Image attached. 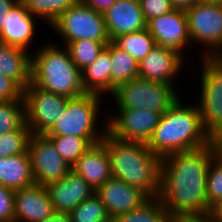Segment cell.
<instances>
[{"mask_svg": "<svg viewBox=\"0 0 222 222\" xmlns=\"http://www.w3.org/2000/svg\"><path fill=\"white\" fill-rule=\"evenodd\" d=\"M201 2L205 3H213V4H221L222 5V0H200Z\"/></svg>", "mask_w": 222, "mask_h": 222, "instance_id": "obj_44", "label": "cell"}, {"mask_svg": "<svg viewBox=\"0 0 222 222\" xmlns=\"http://www.w3.org/2000/svg\"><path fill=\"white\" fill-rule=\"evenodd\" d=\"M54 144L64 161L73 166L78 159L93 145L103 139H84L78 136H47Z\"/></svg>", "mask_w": 222, "mask_h": 222, "instance_id": "obj_27", "label": "cell"}, {"mask_svg": "<svg viewBox=\"0 0 222 222\" xmlns=\"http://www.w3.org/2000/svg\"><path fill=\"white\" fill-rule=\"evenodd\" d=\"M147 29L158 46L172 48L182 55L187 46L191 47L188 20L184 10L174 9L152 18L147 22Z\"/></svg>", "mask_w": 222, "mask_h": 222, "instance_id": "obj_13", "label": "cell"}, {"mask_svg": "<svg viewBox=\"0 0 222 222\" xmlns=\"http://www.w3.org/2000/svg\"><path fill=\"white\" fill-rule=\"evenodd\" d=\"M81 4L88 6L100 13L106 12L116 0H78Z\"/></svg>", "mask_w": 222, "mask_h": 222, "instance_id": "obj_38", "label": "cell"}, {"mask_svg": "<svg viewBox=\"0 0 222 222\" xmlns=\"http://www.w3.org/2000/svg\"><path fill=\"white\" fill-rule=\"evenodd\" d=\"M95 193L112 219L137 209L149 199L140 189L115 178H110Z\"/></svg>", "mask_w": 222, "mask_h": 222, "instance_id": "obj_15", "label": "cell"}, {"mask_svg": "<svg viewBox=\"0 0 222 222\" xmlns=\"http://www.w3.org/2000/svg\"><path fill=\"white\" fill-rule=\"evenodd\" d=\"M26 8L51 25L77 0H22Z\"/></svg>", "mask_w": 222, "mask_h": 222, "instance_id": "obj_29", "label": "cell"}, {"mask_svg": "<svg viewBox=\"0 0 222 222\" xmlns=\"http://www.w3.org/2000/svg\"><path fill=\"white\" fill-rule=\"evenodd\" d=\"M200 0H170L174 9H180L186 11Z\"/></svg>", "mask_w": 222, "mask_h": 222, "instance_id": "obj_41", "label": "cell"}, {"mask_svg": "<svg viewBox=\"0 0 222 222\" xmlns=\"http://www.w3.org/2000/svg\"><path fill=\"white\" fill-rule=\"evenodd\" d=\"M168 222H208L205 217H171Z\"/></svg>", "mask_w": 222, "mask_h": 222, "instance_id": "obj_43", "label": "cell"}, {"mask_svg": "<svg viewBox=\"0 0 222 222\" xmlns=\"http://www.w3.org/2000/svg\"><path fill=\"white\" fill-rule=\"evenodd\" d=\"M208 222H222V199L210 207Z\"/></svg>", "mask_w": 222, "mask_h": 222, "instance_id": "obj_39", "label": "cell"}, {"mask_svg": "<svg viewBox=\"0 0 222 222\" xmlns=\"http://www.w3.org/2000/svg\"><path fill=\"white\" fill-rule=\"evenodd\" d=\"M185 12L191 46L204 44L202 57L222 56V5L199 1Z\"/></svg>", "mask_w": 222, "mask_h": 222, "instance_id": "obj_9", "label": "cell"}, {"mask_svg": "<svg viewBox=\"0 0 222 222\" xmlns=\"http://www.w3.org/2000/svg\"><path fill=\"white\" fill-rule=\"evenodd\" d=\"M31 135V130H14L1 134L0 158L26 153Z\"/></svg>", "mask_w": 222, "mask_h": 222, "instance_id": "obj_32", "label": "cell"}, {"mask_svg": "<svg viewBox=\"0 0 222 222\" xmlns=\"http://www.w3.org/2000/svg\"><path fill=\"white\" fill-rule=\"evenodd\" d=\"M184 56L178 51L156 45L139 62L138 77L155 83H167L174 87V79L185 64Z\"/></svg>", "mask_w": 222, "mask_h": 222, "instance_id": "obj_14", "label": "cell"}, {"mask_svg": "<svg viewBox=\"0 0 222 222\" xmlns=\"http://www.w3.org/2000/svg\"><path fill=\"white\" fill-rule=\"evenodd\" d=\"M211 160L208 146L162 158L159 199L170 217L207 218L206 175Z\"/></svg>", "mask_w": 222, "mask_h": 222, "instance_id": "obj_1", "label": "cell"}, {"mask_svg": "<svg viewBox=\"0 0 222 222\" xmlns=\"http://www.w3.org/2000/svg\"><path fill=\"white\" fill-rule=\"evenodd\" d=\"M35 184L47 186L64 178L71 170L53 142L45 134H32L28 142Z\"/></svg>", "mask_w": 222, "mask_h": 222, "instance_id": "obj_11", "label": "cell"}, {"mask_svg": "<svg viewBox=\"0 0 222 222\" xmlns=\"http://www.w3.org/2000/svg\"><path fill=\"white\" fill-rule=\"evenodd\" d=\"M14 206L15 222H39L55 213L46 187L39 184L15 190Z\"/></svg>", "mask_w": 222, "mask_h": 222, "instance_id": "obj_18", "label": "cell"}, {"mask_svg": "<svg viewBox=\"0 0 222 222\" xmlns=\"http://www.w3.org/2000/svg\"><path fill=\"white\" fill-rule=\"evenodd\" d=\"M25 122L32 134H46L64 114L69 97L54 94L30 83L23 90Z\"/></svg>", "mask_w": 222, "mask_h": 222, "instance_id": "obj_10", "label": "cell"}, {"mask_svg": "<svg viewBox=\"0 0 222 222\" xmlns=\"http://www.w3.org/2000/svg\"><path fill=\"white\" fill-rule=\"evenodd\" d=\"M108 43L81 39L69 42L65 47L72 61L82 71L98 57Z\"/></svg>", "mask_w": 222, "mask_h": 222, "instance_id": "obj_30", "label": "cell"}, {"mask_svg": "<svg viewBox=\"0 0 222 222\" xmlns=\"http://www.w3.org/2000/svg\"><path fill=\"white\" fill-rule=\"evenodd\" d=\"M102 141L110 157L112 178L140 189L149 198L159 197L162 159L147 143L122 141L108 132Z\"/></svg>", "mask_w": 222, "mask_h": 222, "instance_id": "obj_2", "label": "cell"}, {"mask_svg": "<svg viewBox=\"0 0 222 222\" xmlns=\"http://www.w3.org/2000/svg\"><path fill=\"white\" fill-rule=\"evenodd\" d=\"M102 97L97 94L86 93L82 96L71 98L67 103L64 114L60 116L45 135H73L84 139H103L107 132V118L104 122L105 125H101V127H104L97 128L99 125L97 120L101 116L99 113H101L100 109H102L100 105L104 101Z\"/></svg>", "mask_w": 222, "mask_h": 222, "instance_id": "obj_5", "label": "cell"}, {"mask_svg": "<svg viewBox=\"0 0 222 222\" xmlns=\"http://www.w3.org/2000/svg\"><path fill=\"white\" fill-rule=\"evenodd\" d=\"M18 0H0V30L4 27L7 13Z\"/></svg>", "mask_w": 222, "mask_h": 222, "instance_id": "obj_40", "label": "cell"}, {"mask_svg": "<svg viewBox=\"0 0 222 222\" xmlns=\"http://www.w3.org/2000/svg\"><path fill=\"white\" fill-rule=\"evenodd\" d=\"M111 68L110 42L98 57L88 65L82 73V85L85 93L111 94Z\"/></svg>", "mask_w": 222, "mask_h": 222, "instance_id": "obj_22", "label": "cell"}, {"mask_svg": "<svg viewBox=\"0 0 222 222\" xmlns=\"http://www.w3.org/2000/svg\"><path fill=\"white\" fill-rule=\"evenodd\" d=\"M175 88L138 77L117 87L112 99L116 102V109H145L163 114L179 98Z\"/></svg>", "mask_w": 222, "mask_h": 222, "instance_id": "obj_6", "label": "cell"}, {"mask_svg": "<svg viewBox=\"0 0 222 222\" xmlns=\"http://www.w3.org/2000/svg\"><path fill=\"white\" fill-rule=\"evenodd\" d=\"M39 222H72L70 214L54 213L52 216Z\"/></svg>", "mask_w": 222, "mask_h": 222, "instance_id": "obj_42", "label": "cell"}, {"mask_svg": "<svg viewBox=\"0 0 222 222\" xmlns=\"http://www.w3.org/2000/svg\"><path fill=\"white\" fill-rule=\"evenodd\" d=\"M14 130H30L25 122L24 99L0 102V135Z\"/></svg>", "mask_w": 222, "mask_h": 222, "instance_id": "obj_28", "label": "cell"}, {"mask_svg": "<svg viewBox=\"0 0 222 222\" xmlns=\"http://www.w3.org/2000/svg\"><path fill=\"white\" fill-rule=\"evenodd\" d=\"M36 16L30 13L22 0H18L6 15L0 30V43L17 46L27 51L37 32Z\"/></svg>", "mask_w": 222, "mask_h": 222, "instance_id": "obj_17", "label": "cell"}, {"mask_svg": "<svg viewBox=\"0 0 222 222\" xmlns=\"http://www.w3.org/2000/svg\"><path fill=\"white\" fill-rule=\"evenodd\" d=\"M170 218L159 197H155L135 210L116 216L112 222H168Z\"/></svg>", "mask_w": 222, "mask_h": 222, "instance_id": "obj_26", "label": "cell"}, {"mask_svg": "<svg viewBox=\"0 0 222 222\" xmlns=\"http://www.w3.org/2000/svg\"><path fill=\"white\" fill-rule=\"evenodd\" d=\"M201 64L197 108L204 130L211 134L222 129V56L202 57Z\"/></svg>", "mask_w": 222, "mask_h": 222, "instance_id": "obj_8", "label": "cell"}, {"mask_svg": "<svg viewBox=\"0 0 222 222\" xmlns=\"http://www.w3.org/2000/svg\"><path fill=\"white\" fill-rule=\"evenodd\" d=\"M34 184L28 151L16 156L0 158V185L15 191Z\"/></svg>", "mask_w": 222, "mask_h": 222, "instance_id": "obj_23", "label": "cell"}, {"mask_svg": "<svg viewBox=\"0 0 222 222\" xmlns=\"http://www.w3.org/2000/svg\"><path fill=\"white\" fill-rule=\"evenodd\" d=\"M48 43L31 53V83L45 91L69 98L82 96V73L68 49ZM37 51V52H36Z\"/></svg>", "mask_w": 222, "mask_h": 222, "instance_id": "obj_4", "label": "cell"}, {"mask_svg": "<svg viewBox=\"0 0 222 222\" xmlns=\"http://www.w3.org/2000/svg\"><path fill=\"white\" fill-rule=\"evenodd\" d=\"M95 191L112 178L110 157L103 141L93 144L72 166Z\"/></svg>", "mask_w": 222, "mask_h": 222, "instance_id": "obj_20", "label": "cell"}, {"mask_svg": "<svg viewBox=\"0 0 222 222\" xmlns=\"http://www.w3.org/2000/svg\"><path fill=\"white\" fill-rule=\"evenodd\" d=\"M0 100H23V89L12 79L0 73Z\"/></svg>", "mask_w": 222, "mask_h": 222, "instance_id": "obj_36", "label": "cell"}, {"mask_svg": "<svg viewBox=\"0 0 222 222\" xmlns=\"http://www.w3.org/2000/svg\"><path fill=\"white\" fill-rule=\"evenodd\" d=\"M117 113L107 116V132L122 141L142 143L150 140L163 115L145 109H118Z\"/></svg>", "mask_w": 222, "mask_h": 222, "instance_id": "obj_12", "label": "cell"}, {"mask_svg": "<svg viewBox=\"0 0 222 222\" xmlns=\"http://www.w3.org/2000/svg\"><path fill=\"white\" fill-rule=\"evenodd\" d=\"M51 27L64 39L62 45L76 40L110 42L104 15L78 0Z\"/></svg>", "mask_w": 222, "mask_h": 222, "instance_id": "obj_7", "label": "cell"}, {"mask_svg": "<svg viewBox=\"0 0 222 222\" xmlns=\"http://www.w3.org/2000/svg\"><path fill=\"white\" fill-rule=\"evenodd\" d=\"M140 4L146 22L174 10L170 0H140Z\"/></svg>", "mask_w": 222, "mask_h": 222, "instance_id": "obj_34", "label": "cell"}, {"mask_svg": "<svg viewBox=\"0 0 222 222\" xmlns=\"http://www.w3.org/2000/svg\"><path fill=\"white\" fill-rule=\"evenodd\" d=\"M180 99L163 113L147 142V147L161 159L207 146L208 133L203 128L197 105L182 104Z\"/></svg>", "mask_w": 222, "mask_h": 222, "instance_id": "obj_3", "label": "cell"}, {"mask_svg": "<svg viewBox=\"0 0 222 222\" xmlns=\"http://www.w3.org/2000/svg\"><path fill=\"white\" fill-rule=\"evenodd\" d=\"M55 213L69 214L95 190L72 170L61 180L46 186Z\"/></svg>", "mask_w": 222, "mask_h": 222, "instance_id": "obj_16", "label": "cell"}, {"mask_svg": "<svg viewBox=\"0 0 222 222\" xmlns=\"http://www.w3.org/2000/svg\"><path fill=\"white\" fill-rule=\"evenodd\" d=\"M206 198L209 207L222 199V166L213 160L209 163L206 175Z\"/></svg>", "mask_w": 222, "mask_h": 222, "instance_id": "obj_33", "label": "cell"}, {"mask_svg": "<svg viewBox=\"0 0 222 222\" xmlns=\"http://www.w3.org/2000/svg\"><path fill=\"white\" fill-rule=\"evenodd\" d=\"M0 73L24 90L31 83V52L0 43Z\"/></svg>", "mask_w": 222, "mask_h": 222, "instance_id": "obj_21", "label": "cell"}, {"mask_svg": "<svg viewBox=\"0 0 222 222\" xmlns=\"http://www.w3.org/2000/svg\"><path fill=\"white\" fill-rule=\"evenodd\" d=\"M207 146L210 149L212 160L222 166V134L219 131L208 134Z\"/></svg>", "mask_w": 222, "mask_h": 222, "instance_id": "obj_37", "label": "cell"}, {"mask_svg": "<svg viewBox=\"0 0 222 222\" xmlns=\"http://www.w3.org/2000/svg\"><path fill=\"white\" fill-rule=\"evenodd\" d=\"M103 15L110 41L147 28L140 0H116Z\"/></svg>", "mask_w": 222, "mask_h": 222, "instance_id": "obj_19", "label": "cell"}, {"mask_svg": "<svg viewBox=\"0 0 222 222\" xmlns=\"http://www.w3.org/2000/svg\"><path fill=\"white\" fill-rule=\"evenodd\" d=\"M14 190L0 185V222H15Z\"/></svg>", "mask_w": 222, "mask_h": 222, "instance_id": "obj_35", "label": "cell"}, {"mask_svg": "<svg viewBox=\"0 0 222 222\" xmlns=\"http://www.w3.org/2000/svg\"><path fill=\"white\" fill-rule=\"evenodd\" d=\"M112 42L133 56L138 63L156 46L155 39L147 28L118 36Z\"/></svg>", "mask_w": 222, "mask_h": 222, "instance_id": "obj_25", "label": "cell"}, {"mask_svg": "<svg viewBox=\"0 0 222 222\" xmlns=\"http://www.w3.org/2000/svg\"><path fill=\"white\" fill-rule=\"evenodd\" d=\"M111 68V95L120 85L138 78L139 63L127 53L110 41Z\"/></svg>", "mask_w": 222, "mask_h": 222, "instance_id": "obj_24", "label": "cell"}, {"mask_svg": "<svg viewBox=\"0 0 222 222\" xmlns=\"http://www.w3.org/2000/svg\"><path fill=\"white\" fill-rule=\"evenodd\" d=\"M72 222H112L99 196L94 193L70 213Z\"/></svg>", "mask_w": 222, "mask_h": 222, "instance_id": "obj_31", "label": "cell"}]
</instances>
